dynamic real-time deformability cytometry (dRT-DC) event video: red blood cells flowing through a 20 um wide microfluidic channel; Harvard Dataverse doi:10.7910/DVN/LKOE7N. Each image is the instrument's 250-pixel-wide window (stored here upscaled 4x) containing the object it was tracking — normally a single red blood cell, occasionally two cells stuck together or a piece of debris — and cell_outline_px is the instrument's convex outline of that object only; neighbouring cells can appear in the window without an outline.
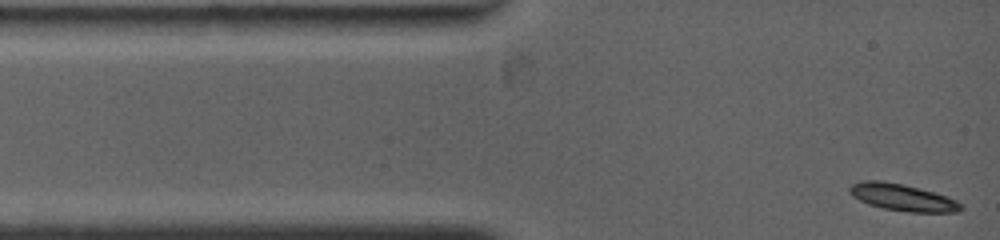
{"species": "common noctule bat (a hibernating species)", "species_latin": "Nyctalus noctula", "temperature_condition": "warm", "stored_images_in_passage": 16, "camera_frame_rate_fps": 4500, "um_per_image_px": 0.085, "animal": {"sex": "female", "body_mass_g": 19.0, "forearm_length_mm": 53.3}, "frame": {"image": 1, "passage_image": 1, "time_ms": 0.0, "image_size_px": [1000, 240], "cell_outline_px": [[964, 208], [960, 212], [908, 212], [884, 208], [868, 204], [852, 196], [848, 192], [848, 188], [852, 184], [860, 180], [880, 180], [904, 184], [920, 188], [956, 200], [964, 204]], "centroid_in_image_um": [76.7, 16.77], "position_along_channel_um": 8.3, "area_um2": 17.57}}
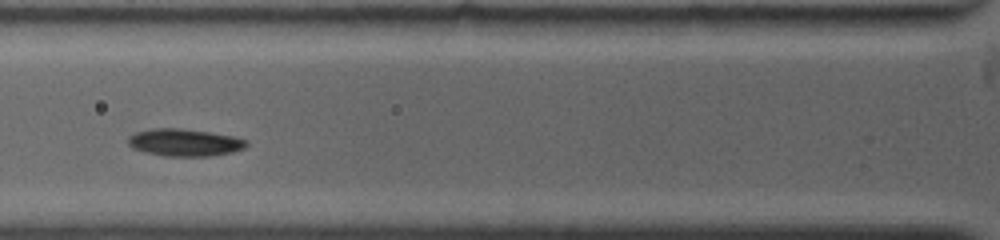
{"frame": {"image": 2, "passage_image": 10, "time_ms": 3.778, "image_size_px": [1000, 240], "cell_outline_px": [[248, 144], [244, 148], [232, 152], [208, 156], [164, 156], [144, 152], [132, 148], [128, 144], [128, 136], [136, 132], [152, 128], [180, 128], [208, 132], [232, 136], [248, 140]], "centroid_in_image_um": [15.66, 12.11], "position_along_channel_um": 110.1, "area_um2": 18.84}}
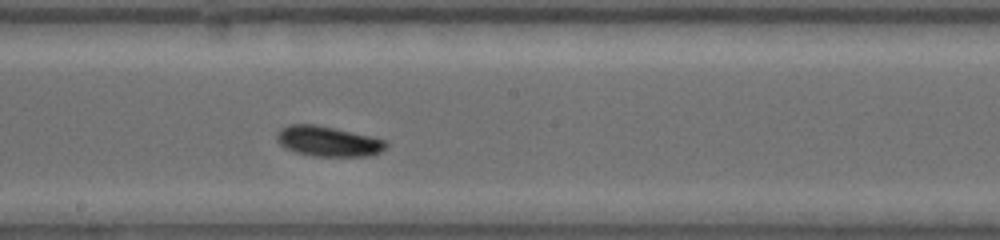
{"frame": {"image": 3, "passage_image": 16, "time_ms": 6.667, "image_size_px": [1000, 240], "cell_outline_px": [[388, 144], [380, 152], [368, 156], [312, 156], [296, 152], [284, 148], [276, 140], [276, 132], [280, 128], [288, 124], [316, 124], [388, 140]], "centroid_in_image_um": [27.85, 12.0], "position_along_channel_um": 220.4, "area_um2": 19.36}}